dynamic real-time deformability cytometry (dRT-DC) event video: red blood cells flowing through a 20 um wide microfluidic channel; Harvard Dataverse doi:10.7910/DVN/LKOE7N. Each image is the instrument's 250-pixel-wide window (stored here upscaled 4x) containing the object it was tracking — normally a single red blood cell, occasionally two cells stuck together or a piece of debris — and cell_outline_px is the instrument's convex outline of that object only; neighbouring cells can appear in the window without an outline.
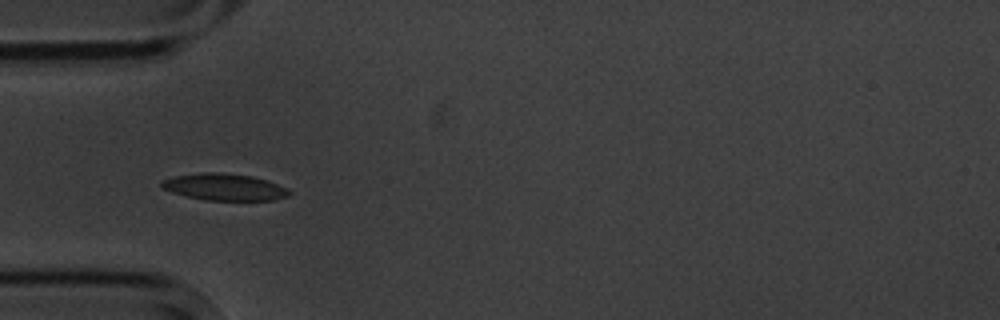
{"species": "common noctule bat (a hibernating species)", "species_latin": "Nyctalus noctula", "temperature_condition": "cold", "stored_images_in_passage": 6, "camera_frame_rate_fps": 3000, "um_per_image_px": 0.085, "animal": {"sex": "male", "body_mass_g": 20.1, "forearm_length_mm": 53.5}, "frame": {"image": 1, "passage_image": 5, "time_ms": 4.667, "image_size_px": [1000, 320], "cell_outline_px": [[292, 192], [288, 196], [272, 200], [204, 200], [172, 192], [160, 188], [160, 184], [164, 180], [172, 176], [204, 172], [220, 172], [252, 176], [268, 180], [288, 188]], "centroid_in_image_um": [19.08, 15.89], "position_along_channel_um": 65.9, "area_um2": 20.0}}
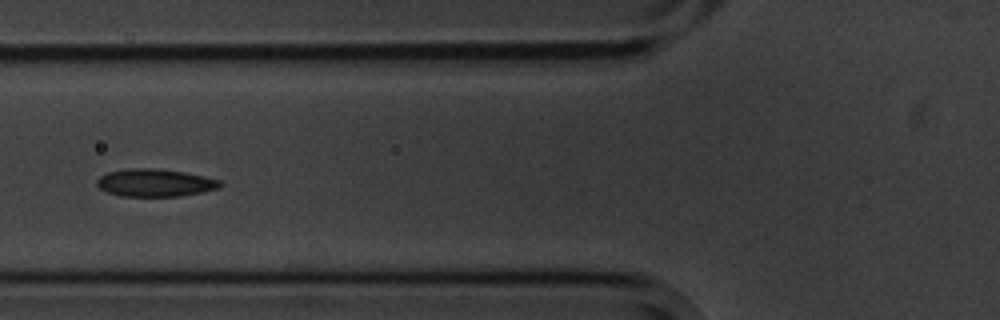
{"frame": {"image": 2, "passage_image": 6, "time_ms": 6.0, "image_size_px": [1000, 320], "cell_outline_px": [[224, 184], [216, 188], [200, 192], [180, 196], [120, 196], [108, 192], [100, 188], [96, 184], [96, 180], [100, 176], [108, 172], [128, 168], [160, 168], [184, 172], [204, 176], [220, 180]], "centroid_in_image_um": [13.16, 15.52], "position_along_channel_um": 112.6, "area_um2": 19.83}}